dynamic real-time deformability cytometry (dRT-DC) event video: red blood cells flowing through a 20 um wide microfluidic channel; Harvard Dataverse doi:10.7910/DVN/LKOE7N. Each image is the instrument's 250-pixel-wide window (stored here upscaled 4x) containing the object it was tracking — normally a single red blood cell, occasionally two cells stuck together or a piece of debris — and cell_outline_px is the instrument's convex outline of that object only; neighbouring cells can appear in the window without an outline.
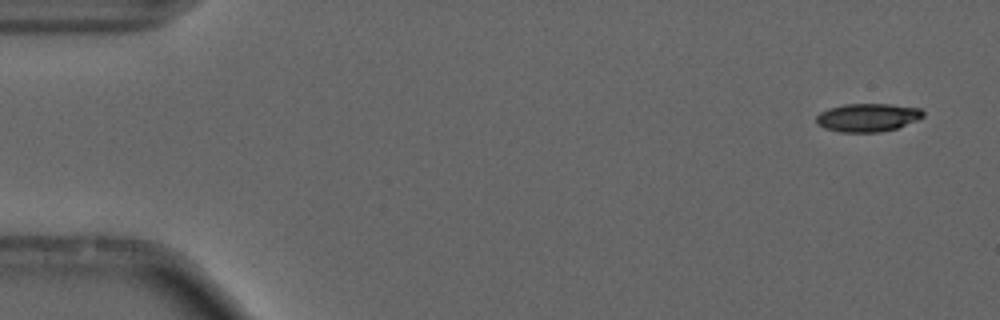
{"species": "common noctule bat (a hibernating species)", "species_latin": "Nyctalus noctula", "temperature_condition": "cold", "stored_images_in_passage": 54, "camera_frame_rate_fps": 3000, "um_per_image_px": 0.085, "animal": {"sex": "male", "forearm_length_mm": 52.5}, "frame": {"image": 1, "passage_image": 2, "time_ms": 0.333, "image_size_px": [1000, 320], "cell_outline_px": [[924, 116], [916, 120], [896, 128], [880, 132], [840, 132], [824, 128], [816, 124], [816, 116], [820, 112], [828, 108], [844, 104], [892, 104], [920, 108], [924, 112]], "centroid_in_image_um": [73.72, 9.98], "position_along_channel_um": 11.3, "area_um2": 17.63}}
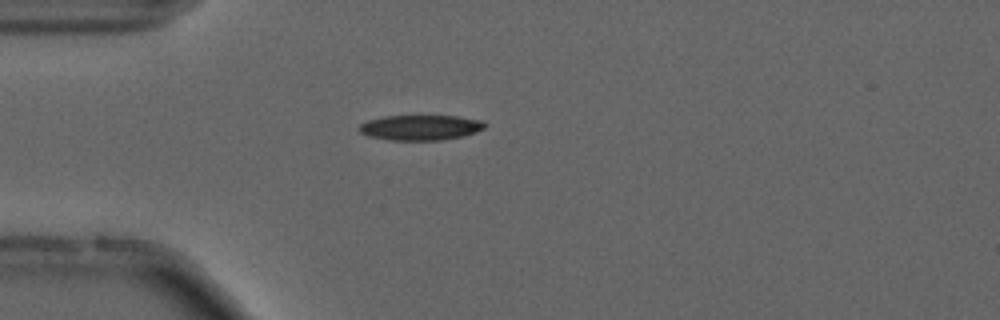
{"frame": {"image": 2, "passage_image": 14, "time_ms": 4.333, "image_size_px": [1000, 320], "cell_outline_px": [[488, 124], [484, 128], [476, 132], [464, 136], [440, 140], [388, 140], [368, 136], [360, 132], [360, 124], [368, 120], [384, 116], [456, 116], [484, 120]], "centroid_in_image_um": [35.78, 10.84], "position_along_channel_um": 49.2, "area_um2": 18.55}}
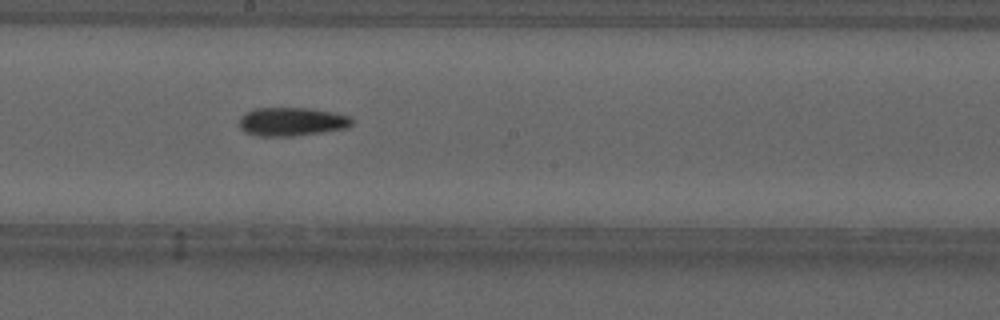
{"frame": {"image": 3, "passage_image": 29, "time_ms": 9.333, "image_size_px": [1000, 320], "cell_outline_px": [[352, 124], [344, 128], [320, 132], [292, 136], [260, 136], [244, 132], [240, 128], [240, 116], [244, 112], [256, 108], [308, 108], [348, 116], [352, 120]], "centroid_in_image_um": [24.71, 10.34], "position_along_channel_um": 223.5, "area_um2": 18.44}, "authors_computed_cell_mechanics": {"area_um2": 18.0914, "velocity_mm_per_s": 3.7302, "shape_relaxation_time_tau1_ms": 6.9138, "shape_relaxation_time_tau2_ms": null, "deformation_change_tau1": 0.1588, "deformation_change_tau2": null}}